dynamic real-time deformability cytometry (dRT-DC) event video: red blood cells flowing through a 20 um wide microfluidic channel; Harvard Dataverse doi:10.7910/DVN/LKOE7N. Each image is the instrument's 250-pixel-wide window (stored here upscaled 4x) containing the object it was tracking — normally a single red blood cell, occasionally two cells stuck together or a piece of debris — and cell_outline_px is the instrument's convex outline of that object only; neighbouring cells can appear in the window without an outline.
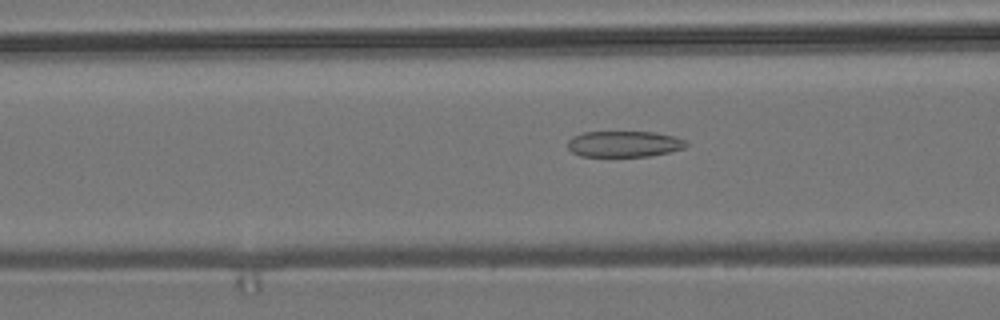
{"species": "common noctule bat (a hibernating species)", "species_latin": "Nyctalus noctula", "temperature_condition": "room temperature", "stored_images_in_passage": 33, "camera_frame_rate_fps": 3000, "um_per_image_px": 0.085, "animal": {"sex": "male", "body_mass_g": 19.2, "forearm_length_mm": 51.8}, "frame": {"image": 1, "passage_image": 9, "time_ms": 2.667, "image_size_px": [1000, 320], "cell_outline_px": [[688, 144], [684, 148], [652, 156], [580, 156], [572, 152], [568, 148], [568, 140], [572, 136], [584, 132], [656, 132], [672, 136], [684, 140]], "centroid_in_image_um": [53.02, 12.24], "position_along_channel_um": 113.6, "area_um2": 17.92}}
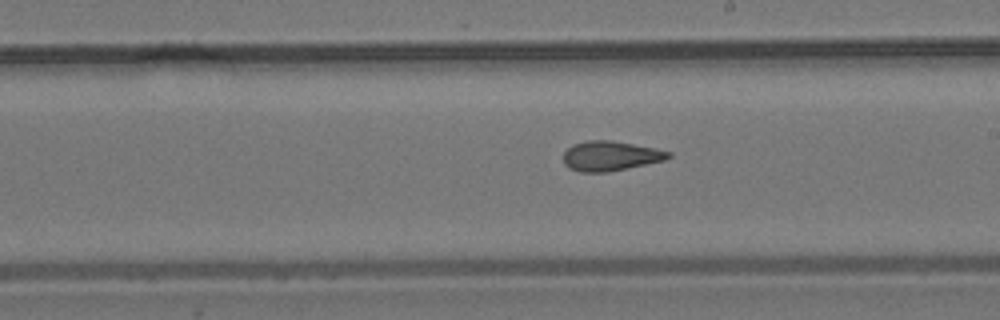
{"frame": {"image": 2, "passage_image": 19, "time_ms": 6.0, "image_size_px": [1000, 320], "cell_outline_px": [[672, 156], [664, 160], [628, 168], [608, 172], [580, 172], [568, 168], [564, 164], [564, 152], [572, 144], [588, 140], [612, 140], [672, 152]], "centroid_in_image_um": [51.85, 13.26], "position_along_channel_um": 237.1, "area_um2": 18.15}}
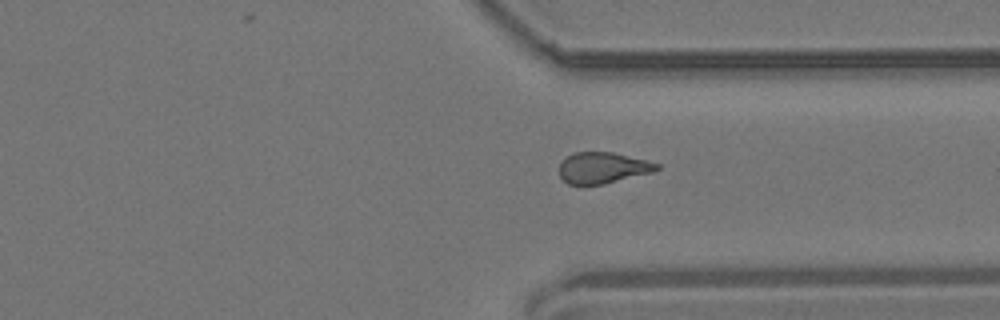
{"frame": {"image": 3, "passage_image": 29, "time_ms": 9.333, "image_size_px": [1000, 320], "cell_outline_px": [[660, 168], [652, 172], [604, 184], [584, 188], [568, 184], [560, 176], [560, 164], [572, 152], [612, 152], [660, 164]], "centroid_in_image_um": [51.18, 14.3], "position_along_channel_um": 360.2, "area_um2": 17.92}}